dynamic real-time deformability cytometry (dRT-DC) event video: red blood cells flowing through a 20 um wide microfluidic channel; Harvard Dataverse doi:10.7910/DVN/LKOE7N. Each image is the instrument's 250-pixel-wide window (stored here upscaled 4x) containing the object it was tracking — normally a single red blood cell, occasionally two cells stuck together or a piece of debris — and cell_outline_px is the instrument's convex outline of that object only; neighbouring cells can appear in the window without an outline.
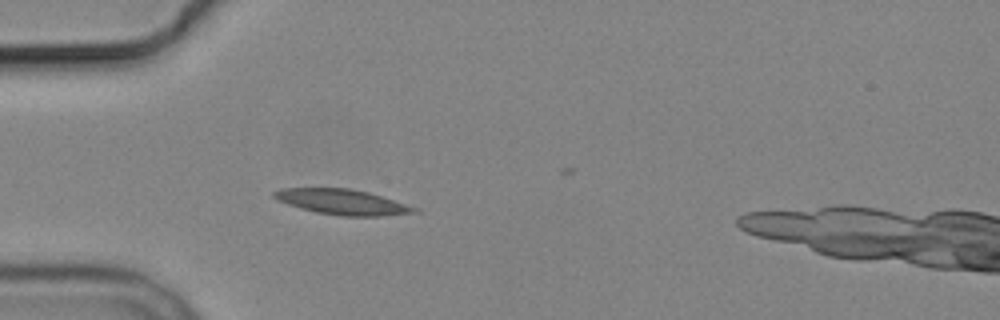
{"species": "common noctule bat (a hibernating species)", "species_latin": "Nyctalus noctula", "temperature_condition": "cold", "stored_images_in_passage": 3, "camera_frame_rate_fps": 3000, "um_per_image_px": 0.085, "animal": {"sex": "male", "body_mass_g": 19.2, "forearm_length_mm": 51.8}, "frame": {"image": 1, "passage_image": 2, "time_ms": 1.0, "image_size_px": [1000, 320], "cell_outline_px": [[424, 212], [380, 216], [344, 216], [316, 212], [300, 208], [276, 200], [272, 196], [272, 192], [280, 188], [348, 188], [368, 192], [420, 208]], "centroid_in_image_um": [29.13, 17.17], "position_along_channel_um": 55.9, "area_um2": 20.87}}